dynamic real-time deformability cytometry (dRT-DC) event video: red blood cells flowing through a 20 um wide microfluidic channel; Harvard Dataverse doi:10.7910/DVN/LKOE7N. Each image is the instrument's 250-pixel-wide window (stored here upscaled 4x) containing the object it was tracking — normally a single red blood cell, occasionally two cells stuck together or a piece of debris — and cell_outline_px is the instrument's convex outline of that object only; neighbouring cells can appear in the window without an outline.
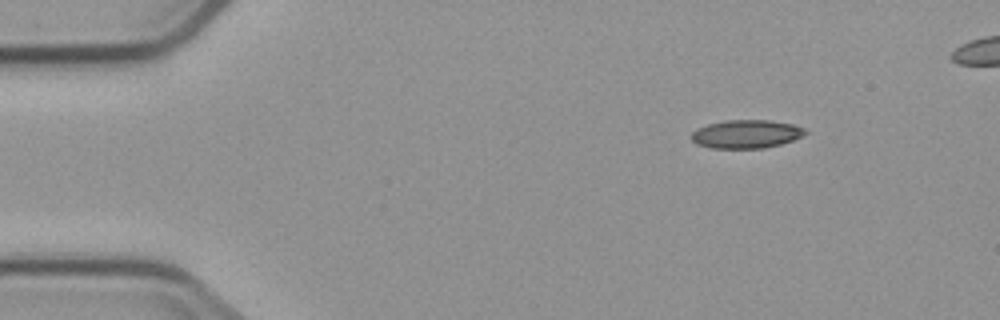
{"species": "common noctule bat (a hibernating species)", "species_latin": "Nyctalus noctula", "temperature_condition": "cold", "stored_images_in_passage": 9, "camera_frame_rate_fps": 3000, "um_per_image_px": 0.085, "animal": {"sex": "male", "body_mass_g": 23.1, "forearm_length_mm": 52.7}, "frame": {"image": 1, "passage_image": 1, "time_ms": 0.0, "image_size_px": [1000, 320], "cell_outline_px": [[808, 132], [804, 136], [780, 144], [764, 148], [712, 148], [696, 144], [688, 136], [696, 128], [708, 124], [724, 120], [772, 120], [792, 124], [804, 128]], "centroid_in_image_um": [63.41, 11.39], "position_along_channel_um": 21.6, "area_um2": 19.02}}
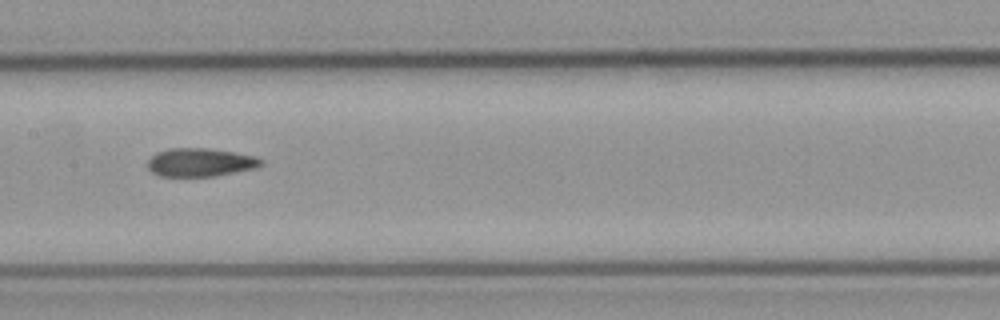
{"frame": {"image": 2, "passage_image": 7, "time_ms": 6.667, "image_size_px": [1000, 320], "cell_outline_px": [[264, 164], [256, 168], [216, 176], [160, 176], [152, 172], [148, 168], [148, 160], [156, 152], [168, 148], [208, 148], [236, 152], [256, 156], [264, 160]], "centroid_in_image_um": [17.06, 13.79], "position_along_channel_um": 190.3, "area_um2": 18.96}}
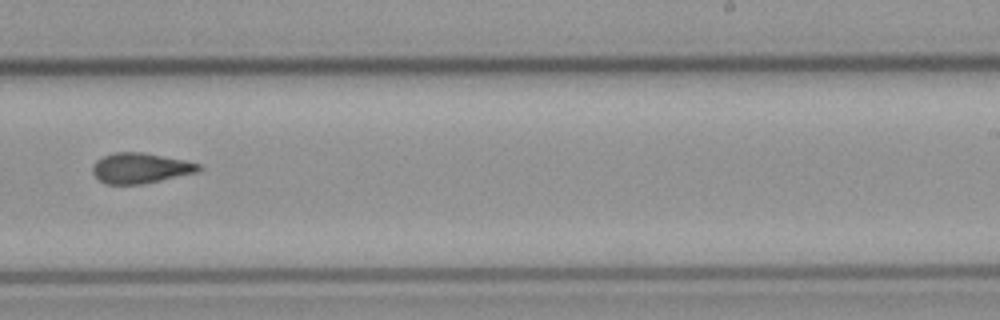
{"frame": {"image": 3, "passage_image": 9, "time_ms": 9.0, "image_size_px": [1000, 320], "cell_outline_px": [[204, 168], [200, 172], [144, 184], [104, 184], [92, 172], [92, 164], [96, 160], [112, 152], [140, 152], [184, 160], [200, 164]], "centroid_in_image_um": [11.96, 14.3], "position_along_channel_um": 277.0, "area_um2": 18.96}}